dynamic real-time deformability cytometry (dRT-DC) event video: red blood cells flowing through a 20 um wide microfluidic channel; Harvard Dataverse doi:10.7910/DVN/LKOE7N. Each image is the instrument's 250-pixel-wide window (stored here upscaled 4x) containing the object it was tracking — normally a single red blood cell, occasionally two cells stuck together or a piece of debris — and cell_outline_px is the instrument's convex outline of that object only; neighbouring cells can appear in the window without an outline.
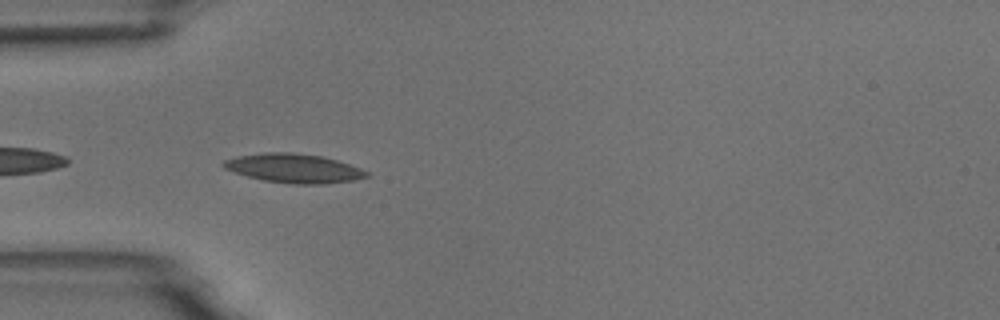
{"species": "common noctule bat (a hibernating species)", "species_latin": "Nyctalus noctula", "temperature_condition": "room temperature", "stored_images_in_passage": 4, "camera_frame_rate_fps": 3000, "um_per_image_px": 0.085, "animal": {"sex": "male", "body_mass_g": 18.8}, "frame": {"image": 1, "passage_image": 3, "time_ms": 3.333, "image_size_px": [1000, 320], "cell_outline_px": [[368, 176], [352, 180], [324, 184], [292, 184], [264, 180], [248, 176], [224, 168], [220, 164], [224, 160], [236, 156], [264, 152], [292, 152], [324, 156], [360, 168], [368, 172]], "centroid_in_image_um": [24.95, 14.29], "position_along_channel_um": 60.1, "area_um2": 24.1}}